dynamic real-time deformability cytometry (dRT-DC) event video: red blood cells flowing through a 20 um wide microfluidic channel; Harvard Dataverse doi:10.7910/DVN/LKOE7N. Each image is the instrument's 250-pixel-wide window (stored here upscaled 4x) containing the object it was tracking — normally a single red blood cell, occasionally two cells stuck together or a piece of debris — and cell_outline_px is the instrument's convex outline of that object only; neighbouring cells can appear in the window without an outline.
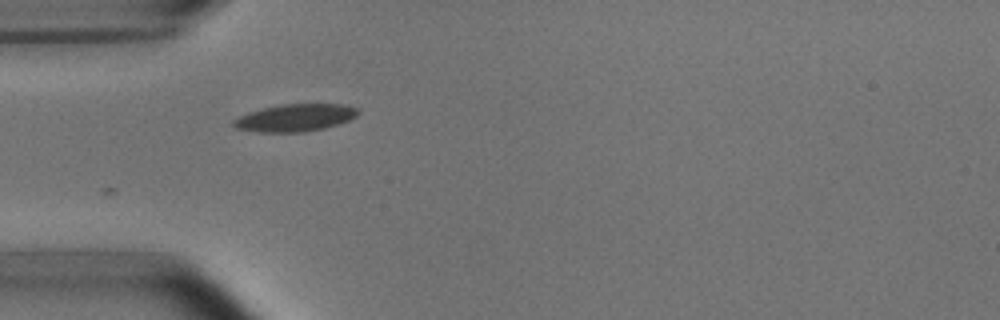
{"species": "common noctule bat (a hibernating species)", "species_latin": "Nyctalus noctula", "temperature_condition": "room temperature", "stored_images_in_passage": 7, "camera_frame_rate_fps": 3000, "um_per_image_px": 0.085, "animal": {"sex": "male", "body_mass_g": 15.6}, "frame": {"image": 1, "passage_image": 4, "time_ms": 4.333, "image_size_px": [1000, 320], "cell_outline_px": [[360, 112], [356, 116], [348, 120], [324, 128], [304, 132], [260, 132], [236, 128], [232, 124], [232, 120], [248, 112], [280, 104], [344, 104], [356, 108]], "centroid_in_image_um": [25.07, 10.0], "position_along_channel_um": 59.9, "area_um2": 19.71}}
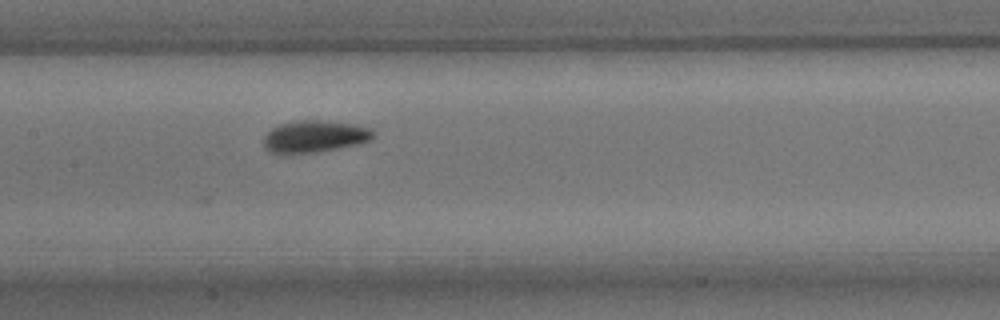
{"frame": {"image": 2, "passage_image": 7, "time_ms": 7.667, "image_size_px": [1000, 320], "cell_outline_px": [[372, 140], [340, 148], [320, 152], [280, 156], [264, 148], [264, 136], [272, 128], [280, 124], [300, 120], [320, 120], [356, 124], [372, 128]], "centroid_in_image_um": [26.7, 11.63], "position_along_channel_um": 180.7, "area_um2": 20.87}}